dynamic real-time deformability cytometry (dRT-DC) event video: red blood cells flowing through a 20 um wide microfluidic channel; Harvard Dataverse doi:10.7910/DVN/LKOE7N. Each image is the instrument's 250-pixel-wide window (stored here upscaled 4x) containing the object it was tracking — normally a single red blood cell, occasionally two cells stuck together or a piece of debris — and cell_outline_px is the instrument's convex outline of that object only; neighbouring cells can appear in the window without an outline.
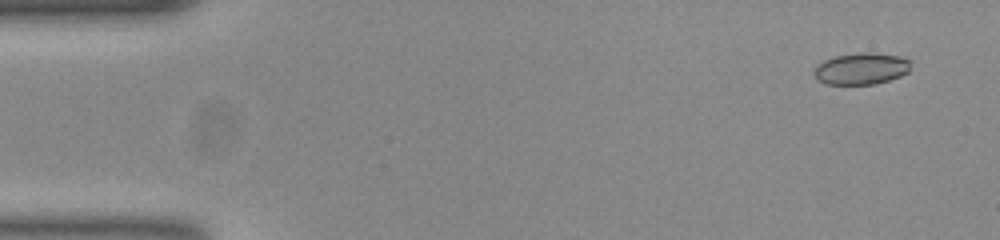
{"species": "common noctule bat (a hibernating species)", "species_latin": "Nyctalus noctula", "temperature_condition": "room temperature", "stored_images_in_passage": 52, "camera_frame_rate_fps": 3000, "um_per_image_px": 0.085, "animal": {"sex": "female", "body_mass_g": 23.0, "forearm_length_mm": 53.4}, "frame": {"image": 1, "passage_image": 3, "time_ms": 0.667, "image_size_px": [1000, 240], "cell_outline_px": [[908, 72], [900, 76], [888, 80], [872, 84], [828, 84], [816, 80], [812, 72], [816, 64], [832, 56], [860, 52], [868, 52], [900, 56], [908, 60]], "centroid_in_image_um": [73.12, 5.83], "position_along_channel_um": 11.9, "area_um2": 17.86}}
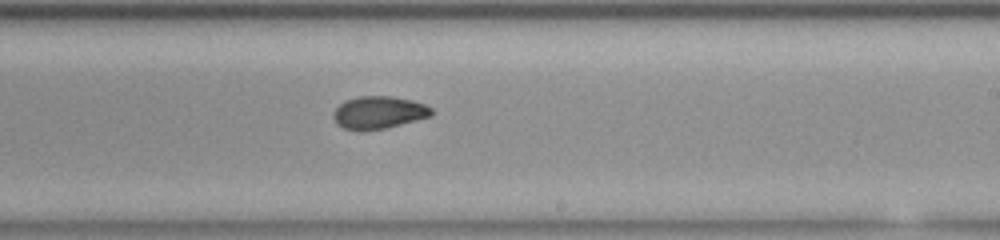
{"frame": {"image": 2, "passage_image": 31, "time_ms": 10.0, "image_size_px": [1000, 240], "cell_outline_px": [[432, 116], [384, 128], [344, 128], [336, 124], [332, 116], [336, 108], [344, 100], [360, 96], [392, 96], [412, 100], [424, 104], [432, 108]], "centroid_in_image_um": [32.2, 9.52], "position_along_channel_um": 256.8, "area_um2": 18.15}}
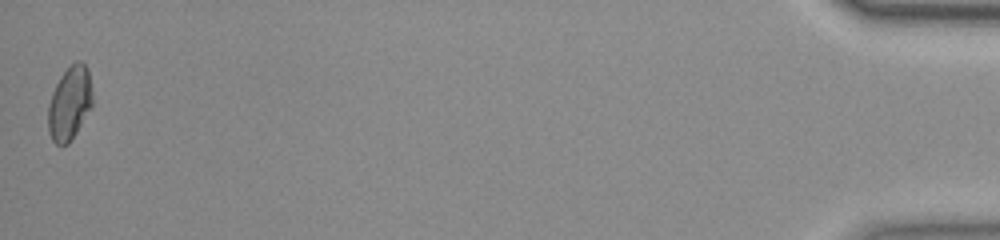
{"frame": {"image": 3, "passage_image": 52, "time_ms": 17.0, "image_size_px": [1000, 240], "cell_outline_px": [[92, 104], [76, 132], [68, 144], [56, 144], [52, 140], [48, 132], [48, 104], [52, 92], [60, 76], [76, 60], [80, 60], [88, 68], [92, 88]], "centroid_in_image_um": [5.91, 8.75], "position_along_channel_um": 429.3, "area_um2": 18.9}, "authors_computed_cell_mechanics": {"area_um2": 18.6694, "velocity_mm_per_s": 3.8878, "shape_relaxation_time_tau1_ms": null, "shape_relaxation_time_tau2_ms": 2.5803, "deformation_change_tau1": null, "deformation_change_tau2": 0.0727}}